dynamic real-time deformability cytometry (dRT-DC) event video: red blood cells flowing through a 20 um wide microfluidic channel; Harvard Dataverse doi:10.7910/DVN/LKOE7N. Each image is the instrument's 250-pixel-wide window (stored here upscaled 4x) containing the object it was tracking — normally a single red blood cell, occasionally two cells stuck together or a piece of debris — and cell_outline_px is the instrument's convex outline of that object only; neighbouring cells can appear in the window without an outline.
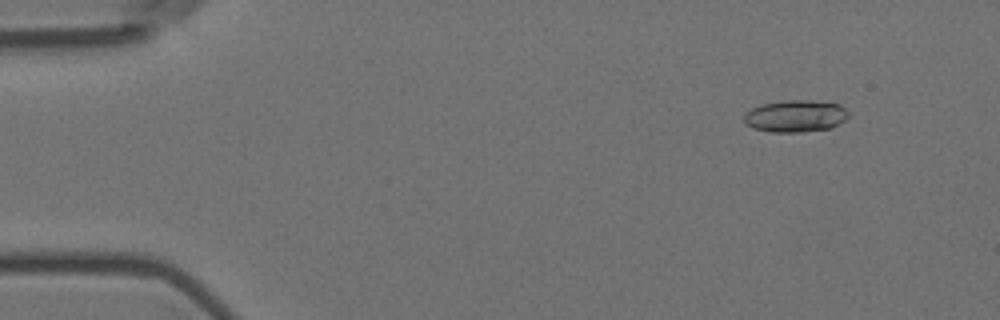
{"species": "Egyptian fruit bat (a non-hibernating species)", "species_latin": "Rousettus aegyptiacus", "temperature_condition": "room temperature", "stored_images_in_passage": 57, "camera_frame_rate_fps": 3000, "um_per_image_px": 0.085, "animal": {"sex": "female"}, "frame": {"image": 1, "passage_image": 6, "time_ms": 1.667, "image_size_px": [1000, 320], "cell_outline_px": [[848, 116], [844, 120], [832, 128], [804, 132], [772, 132], [752, 128], [744, 120], [744, 116], [752, 108], [760, 104], [780, 100], [808, 100], [840, 104], [848, 112]], "centroid_in_image_um": [67.62, 9.86], "position_along_channel_um": 17.4, "area_um2": 19.54}}
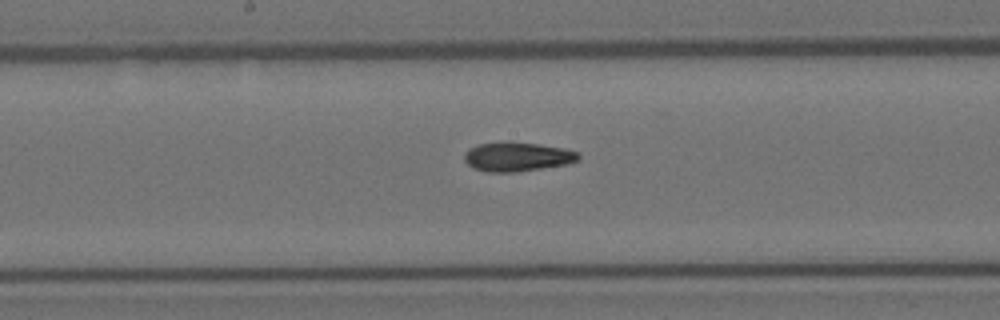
{"frame": {"image": 2, "passage_image": 30, "time_ms": 9.667, "image_size_px": [1000, 320], "cell_outline_px": [[580, 160], [568, 164], [516, 172], [488, 172], [472, 168], [464, 160], [464, 152], [468, 148], [480, 144], [500, 140], [536, 144], [564, 148], [580, 152]], "centroid_in_image_um": [43.96, 13.31], "position_along_channel_um": 204.2, "area_um2": 19.77}}
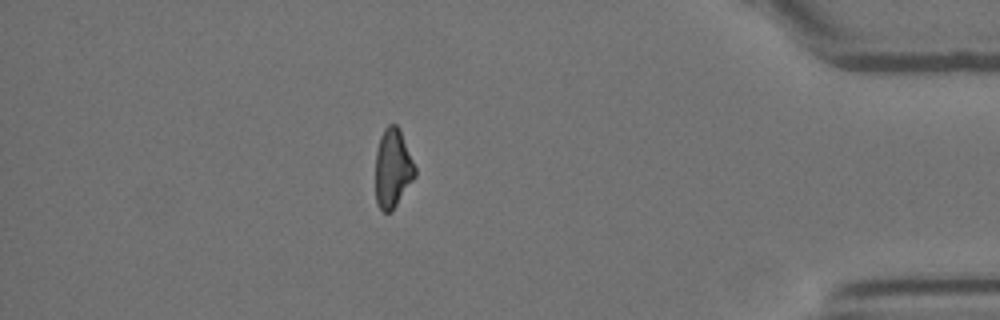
{"frame": {"image": 3, "passage_image": 50, "time_ms": 16.333, "image_size_px": [1000, 320], "cell_outline_px": [[416, 176], [392, 212], [384, 212], [376, 204], [376, 152], [380, 136], [384, 128], [388, 124], [396, 124], [400, 128], [416, 168]], "centroid_in_image_um": [33.39, 14.3], "position_along_channel_um": 401.8, "area_um2": 18.38}, "authors_computed_cell_mechanics": {"area_um2": 19.1318, "velocity_mm_per_s": 3.5716, "shape_relaxation_time_tau1_ms": null, "shape_relaxation_time_tau2_ms": 5.4599, "deformation_change_tau1": null, "deformation_change_tau2": 0.1284}}